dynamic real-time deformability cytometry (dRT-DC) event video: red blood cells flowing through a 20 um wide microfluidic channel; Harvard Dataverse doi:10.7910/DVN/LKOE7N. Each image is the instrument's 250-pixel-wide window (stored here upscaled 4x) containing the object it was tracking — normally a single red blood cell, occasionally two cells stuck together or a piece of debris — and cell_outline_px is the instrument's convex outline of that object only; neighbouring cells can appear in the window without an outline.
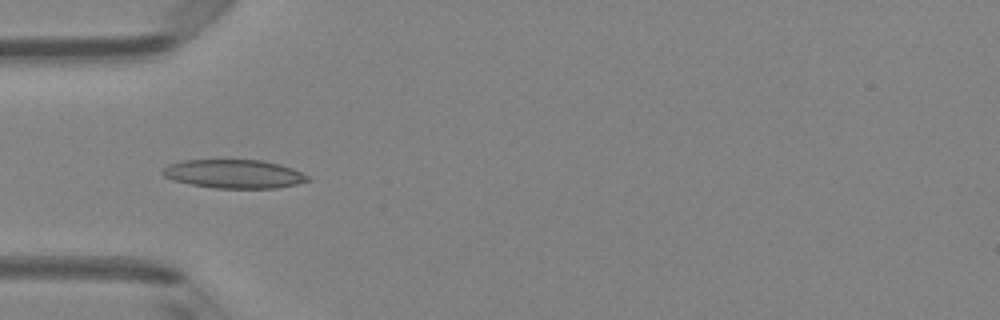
{"species": "Egyptian fruit bat (a non-hibernating species)", "species_latin": "Rousettus aegyptiacus", "temperature_condition": "room temperature", "stored_images_in_passage": 38, "camera_frame_rate_fps": 3000, "um_per_image_px": 0.085, "animal": {"sex": "female"}, "frame": {"image": 1, "passage_image": 5, "time_ms": 1.333, "image_size_px": [1000, 320], "cell_outline_px": [[312, 180], [296, 184], [276, 188], [216, 188], [192, 184], [172, 180], [164, 176], [164, 168], [168, 164], [184, 160], [260, 160], [280, 164], [292, 168], [308, 176]], "centroid_in_image_um": [19.91, 14.78], "position_along_channel_um": 65.1, "area_um2": 24.04}}
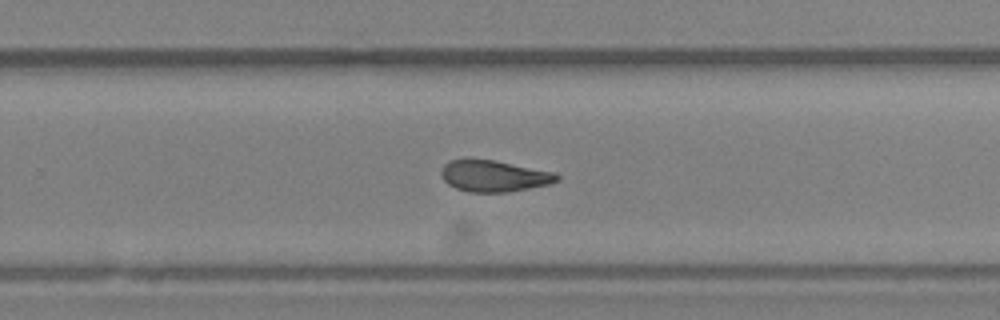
{"frame": {"image": 2, "passage_image": 21, "time_ms": 6.667, "image_size_px": [1000, 320], "cell_outline_px": [[560, 180], [552, 184], [508, 192], [468, 192], [456, 188], [448, 184], [444, 180], [440, 172], [444, 164], [452, 160], [496, 160], [556, 172], [560, 176]], "centroid_in_image_um": [42.06, 14.97], "position_along_channel_um": 287.7, "area_um2": 21.27}}
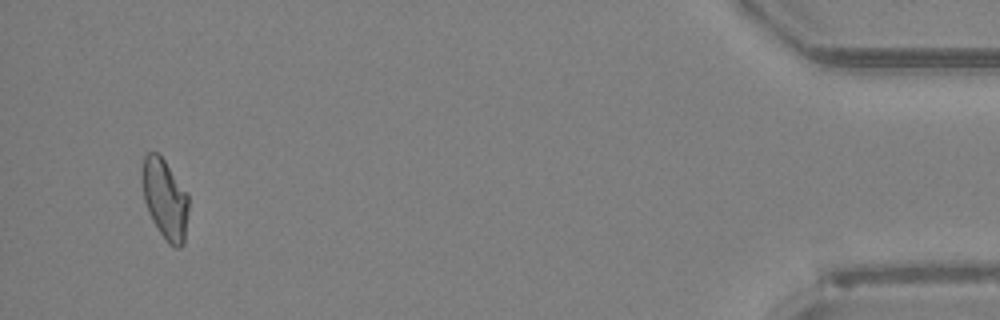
{"frame": {"image": 3, "passage_image": 36, "time_ms": 11.667, "image_size_px": [1000, 320], "cell_outline_px": [[188, 212], [184, 244], [180, 248], [176, 248], [168, 244], [152, 220], [148, 212], [144, 200], [140, 180], [144, 156], [148, 152], [156, 152], [164, 160], [188, 192]], "centroid_in_image_um": [14.01, 16.92], "position_along_channel_um": 421.2, "area_um2": 21.96}, "authors_computed_cell_mechanics": {"area_um2": 21.8195, "velocity_mm_per_s": 4.1985, "shape_relaxation_time_tau1_ms": null, "shape_relaxation_time_tau2_ms": 4.7691, "deformation_change_tau1": null, "deformation_change_tau2": 0.1237}}